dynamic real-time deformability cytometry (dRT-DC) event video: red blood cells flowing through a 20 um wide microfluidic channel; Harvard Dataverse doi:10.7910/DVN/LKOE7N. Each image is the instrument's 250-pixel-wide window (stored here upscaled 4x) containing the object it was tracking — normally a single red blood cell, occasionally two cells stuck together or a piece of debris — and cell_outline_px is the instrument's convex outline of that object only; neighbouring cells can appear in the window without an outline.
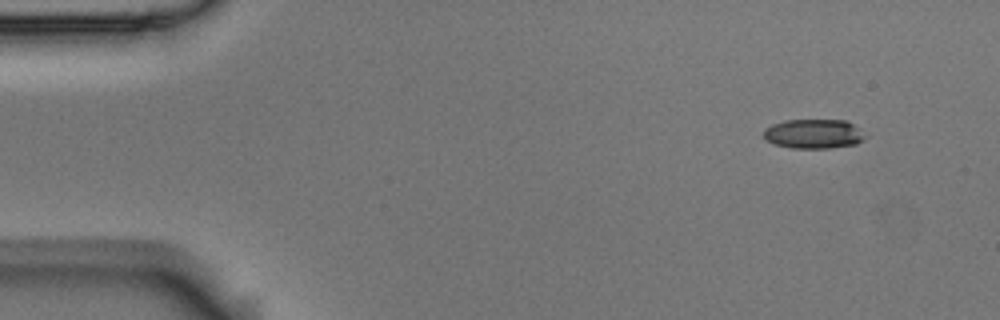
{"species": "Egyptian fruit bat (a non-hibernating species)", "species_latin": "Rousettus aegyptiacus", "temperature_condition": "room temperature", "stored_images_in_passage": 3, "camera_frame_rate_fps": 3000, "um_per_image_px": 0.085, "animal": {"sex": "male"}, "frame": {"image": 1, "passage_image": 1, "time_ms": 0.0, "image_size_px": [1000, 320], "cell_outline_px": [[868, 136], [864, 140], [856, 144], [828, 148], [792, 148], [776, 144], [768, 140], [764, 136], [764, 128], [772, 124], [784, 120], [844, 120], [852, 124]], "centroid_in_image_um": [69.18, 11.37], "position_along_channel_um": 15.8, "area_um2": 17.34}}